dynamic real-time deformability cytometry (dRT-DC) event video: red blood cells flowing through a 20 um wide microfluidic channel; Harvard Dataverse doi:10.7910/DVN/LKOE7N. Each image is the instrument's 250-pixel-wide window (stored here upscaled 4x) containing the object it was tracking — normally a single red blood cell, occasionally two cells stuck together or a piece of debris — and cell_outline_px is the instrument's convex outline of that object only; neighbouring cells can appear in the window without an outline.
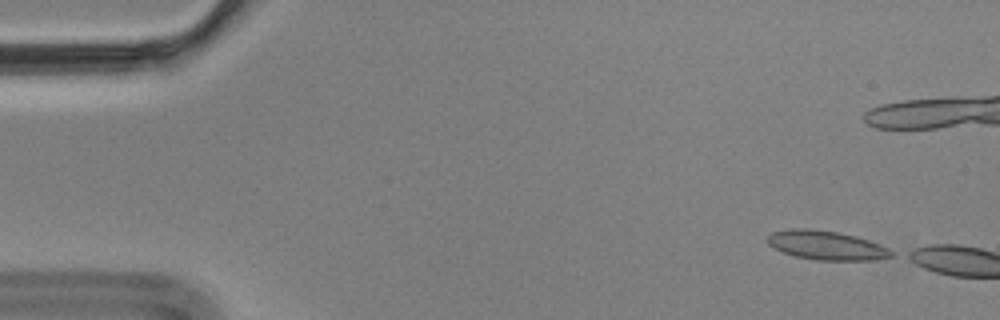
{"species": "Egyptian fruit bat (a non-hibernating species)", "species_latin": "Rousettus aegyptiacus", "temperature_condition": "cold", "stored_images_in_passage": 2, "camera_frame_rate_fps": 3000, "um_per_image_px": 0.085, "animal": {"sex": "male"}, "frame": {"image": 1, "passage_image": 1, "time_ms": 0.0, "image_size_px": [1000, 320], "cell_outline_px": [[896, 252], [892, 256], [872, 260], [816, 260], [792, 256], [780, 252], [768, 244], [768, 236], [772, 232], [788, 228], [808, 228], [840, 232], [856, 236], [880, 244]], "centroid_in_image_um": [70.22, 20.85], "position_along_channel_um": 14.8, "area_um2": 21.27}}